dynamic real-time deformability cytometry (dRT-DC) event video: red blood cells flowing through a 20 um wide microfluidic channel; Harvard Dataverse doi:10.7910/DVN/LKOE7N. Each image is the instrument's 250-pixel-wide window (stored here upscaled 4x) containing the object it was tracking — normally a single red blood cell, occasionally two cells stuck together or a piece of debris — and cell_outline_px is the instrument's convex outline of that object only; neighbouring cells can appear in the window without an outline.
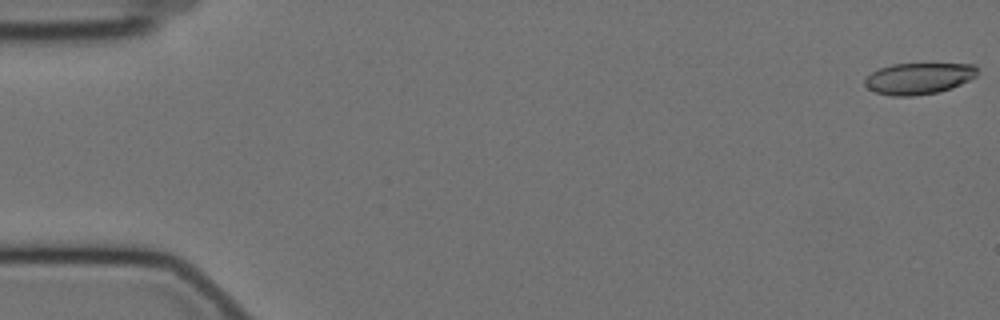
{"species": "Egyptian fruit bat (a non-hibernating species)", "species_latin": "Rousettus aegyptiacus", "temperature_condition": "cold", "stored_images_in_passage": 17, "camera_frame_rate_fps": 3000, "um_per_image_px": 0.085, "animal": {"sex": "female"}, "frame": {"image": 1, "passage_image": 1, "time_ms": 0.0, "image_size_px": [1000, 320], "cell_outline_px": [[980, 72], [976, 76], [952, 88], [936, 92], [912, 96], [892, 96], [876, 92], [868, 88], [864, 84], [864, 80], [872, 72], [880, 68], [892, 64], [976, 64]], "centroid_in_image_um": [78.11, 6.66], "position_along_channel_um": 6.9, "area_um2": 20.52}}
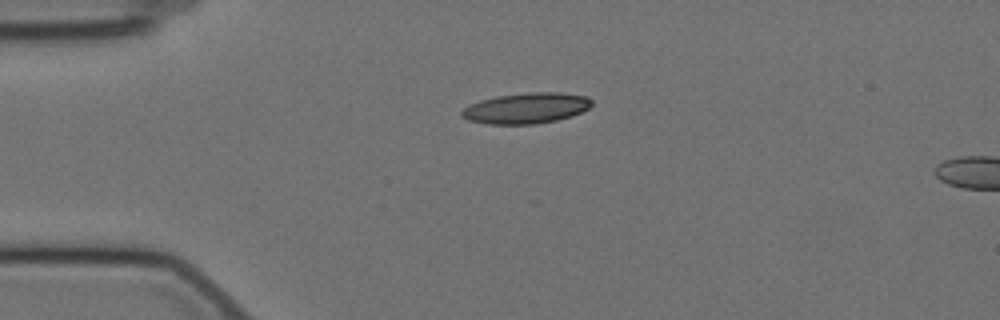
{"frame": {"image": 2, "passage_image": 14, "time_ms": 4.333, "image_size_px": [1000, 320], "cell_outline_px": [[592, 104], [588, 108], [572, 116], [556, 120], [536, 124], [488, 124], [468, 120], [460, 116], [460, 112], [464, 108], [480, 100], [496, 96], [528, 92], [560, 92], [588, 96], [592, 100]], "centroid_in_image_um": [44.73, 9.19], "position_along_channel_um": 40.3, "area_um2": 23.35}}